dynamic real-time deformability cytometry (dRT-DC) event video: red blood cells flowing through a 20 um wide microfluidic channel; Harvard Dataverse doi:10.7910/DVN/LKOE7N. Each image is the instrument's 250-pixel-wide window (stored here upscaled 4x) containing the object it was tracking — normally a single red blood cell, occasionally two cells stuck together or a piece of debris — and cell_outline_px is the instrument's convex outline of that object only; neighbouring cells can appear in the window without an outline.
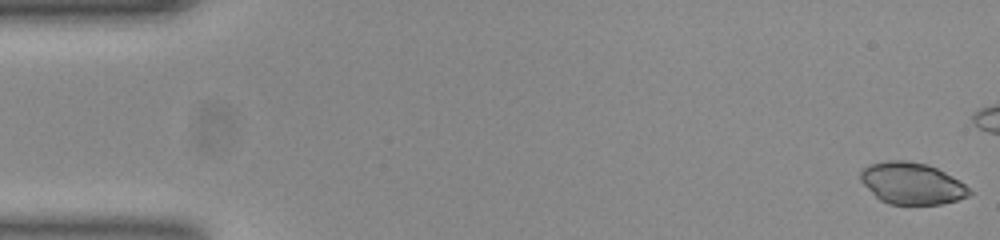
{"species": "common noctule bat (a hibernating species)", "species_latin": "Nyctalus noctula", "temperature_condition": "room temperature", "stored_images_in_passage": 43, "camera_frame_rate_fps": 3000, "um_per_image_px": 0.085, "animal": {"sex": "female", "body_mass_g": 23.0, "forearm_length_mm": 53.4}, "frame": {"image": 1, "passage_image": 1, "time_ms": 0.0, "image_size_px": [1000, 240], "cell_outline_px": [[972, 192], [968, 196], [956, 200], [940, 204], [888, 204], [880, 200], [860, 180], [860, 172], [868, 164], [884, 160], [908, 160], [928, 164], [960, 180]], "centroid_in_image_um": [77.49, 15.57], "position_along_channel_um": 7.5, "area_um2": 26.41}}
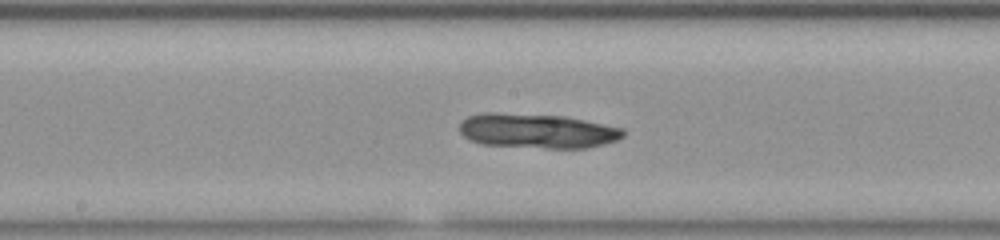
{"frame": {"image": 2, "passage_image": 27, "time_ms": 8.667, "image_size_px": [1000, 240], "cell_outline_px": [[624, 136], [616, 140], [604, 144], [588, 148], [548, 148], [484, 144], [472, 140], [464, 136], [460, 132], [460, 124], [468, 116], [484, 112], [496, 112], [564, 116], [624, 128]], "centroid_in_image_um": [45.68, 11.12], "position_along_channel_um": 202.5, "area_um2": 32.89}}
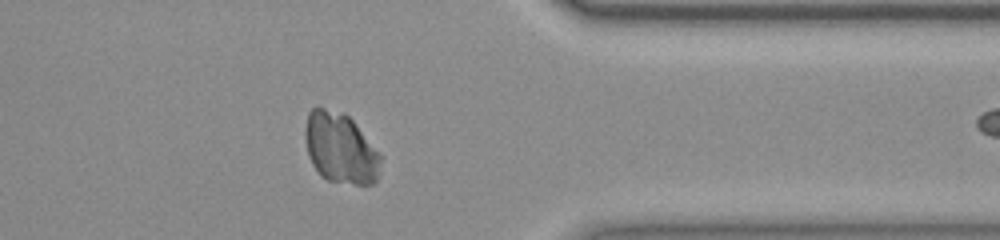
{"frame": {"image": 3, "passage_image": 42, "time_ms": 13.667, "image_size_px": [1000, 240], "cell_outline_px": [[380, 160], [376, 180], [372, 184], [356, 184], [328, 180], [320, 176], [312, 164], [308, 156], [304, 136], [304, 128], [308, 112], [312, 108], [324, 108], [344, 112], [352, 120], [380, 152]], "centroid_in_image_um": [28.9, 12.58], "position_along_channel_um": 382.5, "area_um2": 31.1}}